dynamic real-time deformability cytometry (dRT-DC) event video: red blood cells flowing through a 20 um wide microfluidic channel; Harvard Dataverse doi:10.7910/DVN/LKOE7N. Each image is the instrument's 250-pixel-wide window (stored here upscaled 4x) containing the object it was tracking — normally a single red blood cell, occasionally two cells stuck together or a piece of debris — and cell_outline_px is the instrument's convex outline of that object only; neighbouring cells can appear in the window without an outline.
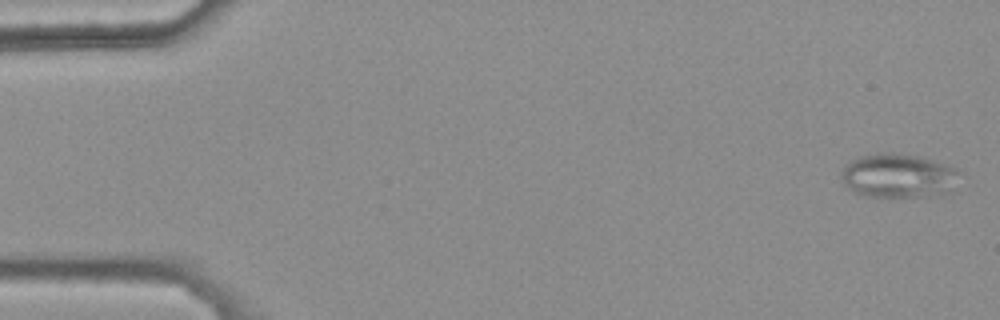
{"species": "common noctule bat (a hibernating species)", "species_latin": "Nyctalus noctula", "temperature_condition": "warm", "stored_images_in_passage": 47, "camera_frame_rate_fps": 3000, "um_per_image_px": 0.085, "animal": {"sex": "female", "body_mass_g": 25.1}, "frame": {"image": 1, "passage_image": 2, "time_ms": 0.333, "image_size_px": [1000, 320], "cell_outline_px": [[960, 172], [944, 192], [924, 196], [868, 196], [852, 192], [844, 184], [840, 172], [852, 160], [860, 156], [880, 152], [892, 152], [920, 156], [956, 168]], "centroid_in_image_um": [76.26, 14.9], "position_along_channel_um": 8.7, "area_um2": 29.65}}
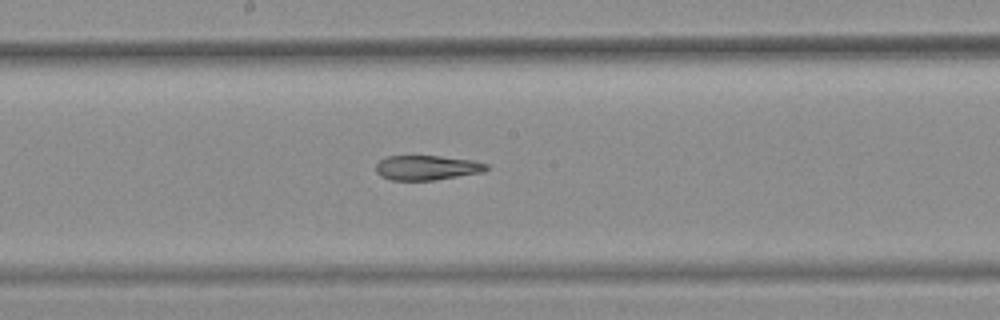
{"frame": {"image": 2, "passage_image": 29, "time_ms": 9.333, "image_size_px": [1000, 320], "cell_outline_px": [[488, 168], [484, 172], [432, 180], [392, 180], [380, 176], [376, 172], [376, 164], [380, 160], [388, 156], [440, 156], [472, 160], [488, 164]], "centroid_in_image_um": [36.28, 14.25], "position_along_channel_um": 211.9, "area_um2": 15.84}}
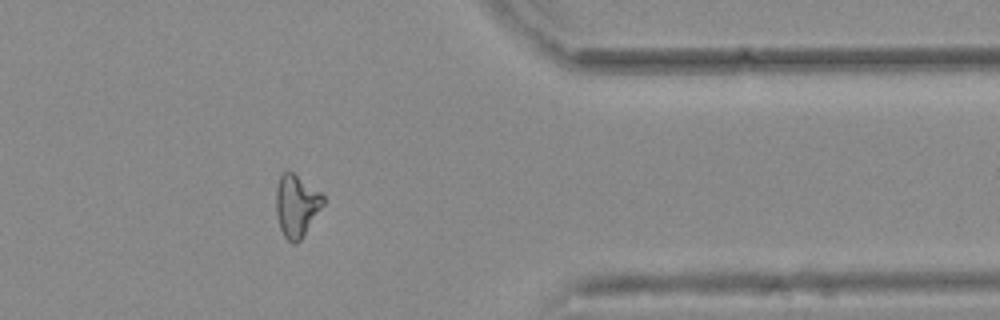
{"frame": {"image": 3, "passage_image": 44, "time_ms": 14.333, "image_size_px": [1000, 320], "cell_outline_px": [[324, 204], [300, 240], [296, 244], [292, 244], [284, 236], [280, 228], [276, 216], [276, 188], [280, 176], [284, 172], [292, 172], [320, 192], [324, 196]], "centroid_in_image_um": [25.18, 17.5], "position_along_channel_um": 386.2, "area_um2": 16.88}, "authors_computed_cell_mechanics": {"area_um2": 17.8602, "velocity_mm_per_s": 3.7914, "shape_relaxation_time_tau1_ms": null, "shape_relaxation_time_tau2_ms": 8.7667, "deformation_change_tau1": null, "deformation_change_tau2": 0.186}}